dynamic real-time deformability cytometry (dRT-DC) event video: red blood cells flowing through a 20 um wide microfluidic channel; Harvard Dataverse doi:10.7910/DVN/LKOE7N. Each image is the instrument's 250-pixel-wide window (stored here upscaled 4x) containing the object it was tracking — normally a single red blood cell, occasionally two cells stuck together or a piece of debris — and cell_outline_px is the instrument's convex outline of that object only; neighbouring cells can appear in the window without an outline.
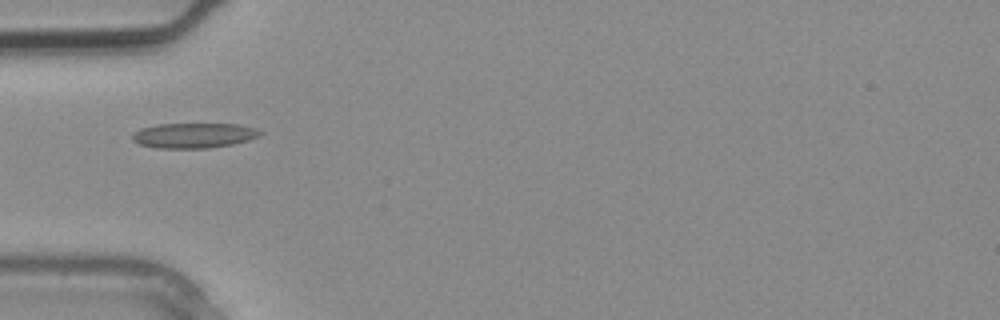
{"species": "common noctule bat (a hibernating species)", "species_latin": "Nyctalus noctula", "temperature_condition": "warm", "stored_images_in_passage": 3, "camera_frame_rate_fps": 3000, "um_per_image_px": 0.085, "animal": {"sex": "male", "body_mass_g": 20.4}, "frame": {"image": 1, "passage_image": 3, "time_ms": 0.667, "image_size_px": [1000, 320], "cell_outline_px": [[264, 132], [260, 136], [248, 140], [232, 144], [208, 148], [156, 148], [140, 144], [132, 140], [132, 132], [140, 128], [160, 124], [236, 124], [256, 128]], "centroid_in_image_um": [16.47, 11.51], "position_along_channel_um": 68.5, "area_um2": 18.73}}